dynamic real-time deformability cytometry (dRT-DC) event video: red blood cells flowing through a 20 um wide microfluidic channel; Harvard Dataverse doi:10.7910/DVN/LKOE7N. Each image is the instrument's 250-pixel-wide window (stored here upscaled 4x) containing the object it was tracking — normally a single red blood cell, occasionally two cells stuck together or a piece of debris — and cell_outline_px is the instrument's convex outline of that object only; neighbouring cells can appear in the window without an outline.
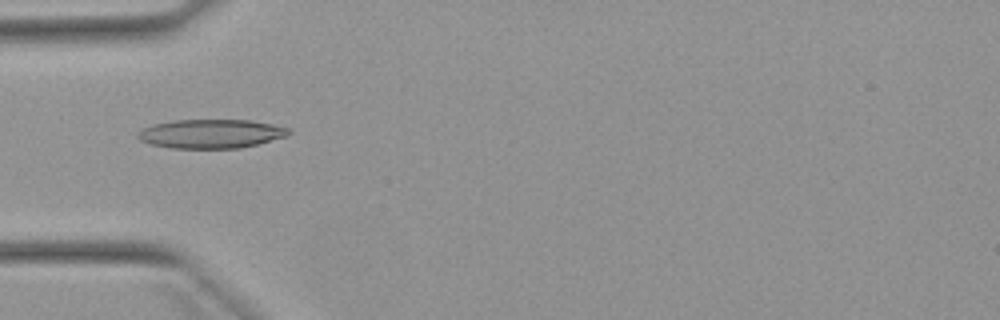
{"species": "Egyptian fruit bat (a non-hibernating species)", "species_latin": "Rousettus aegyptiacus", "temperature_condition": "warm", "stored_images_in_passage": 42, "camera_frame_rate_fps": 3000, "um_per_image_px": 0.085, "animal": {"sex": "female"}, "frame": {"image": 1, "passage_image": 7, "time_ms": 2.0, "image_size_px": [1000, 320], "cell_outline_px": [[292, 132], [288, 136], [240, 148], [172, 148], [148, 144], [140, 140], [136, 136], [136, 132], [140, 128], [152, 124], [176, 120], [252, 120], [272, 124], [288, 128]], "centroid_in_image_um": [17.89, 11.36], "position_along_channel_um": 67.1, "area_um2": 25.66}}
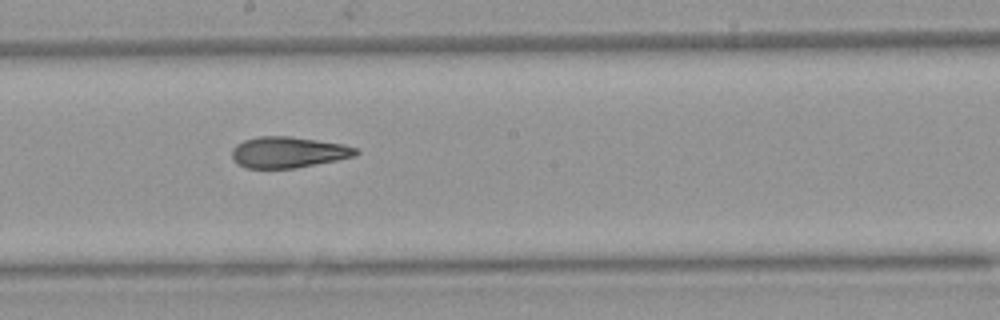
{"frame": {"image": 2, "passage_image": 19, "time_ms": 6.0, "image_size_px": [1000, 320], "cell_outline_px": [[360, 152], [356, 156], [296, 168], [244, 168], [236, 164], [232, 160], [232, 148], [236, 144], [244, 140], [260, 136], [288, 136], [344, 144], [360, 148]], "centroid_in_image_um": [24.5, 12.94], "position_along_channel_um": 223.7, "area_um2": 22.66}}
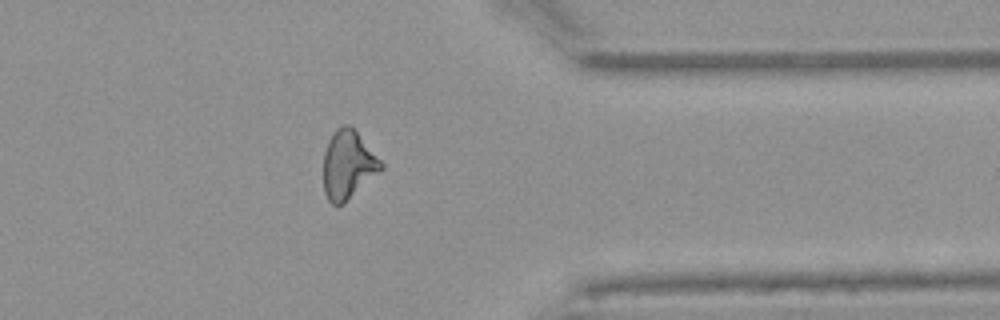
{"frame": {"image": 3, "passage_image": 32, "time_ms": 10.333, "image_size_px": [1000, 320], "cell_outline_px": [[384, 168], [344, 204], [332, 204], [328, 200], [324, 192], [324, 152], [328, 140], [332, 132], [336, 128], [344, 124], [348, 124], [356, 132], [384, 164]], "centroid_in_image_um": [29.57, 14.02], "position_along_channel_um": 381.8, "area_um2": 22.83}, "authors_computed_cell_mechanics": {"area_um2": 22.8888, "velocity_mm_per_s": 3.9185, "shape_relaxation_time_tau1_ms": null, "shape_relaxation_time_tau2_ms": 3.1681, "deformation_change_tau1": null, "deformation_change_tau2": 0.1131}}